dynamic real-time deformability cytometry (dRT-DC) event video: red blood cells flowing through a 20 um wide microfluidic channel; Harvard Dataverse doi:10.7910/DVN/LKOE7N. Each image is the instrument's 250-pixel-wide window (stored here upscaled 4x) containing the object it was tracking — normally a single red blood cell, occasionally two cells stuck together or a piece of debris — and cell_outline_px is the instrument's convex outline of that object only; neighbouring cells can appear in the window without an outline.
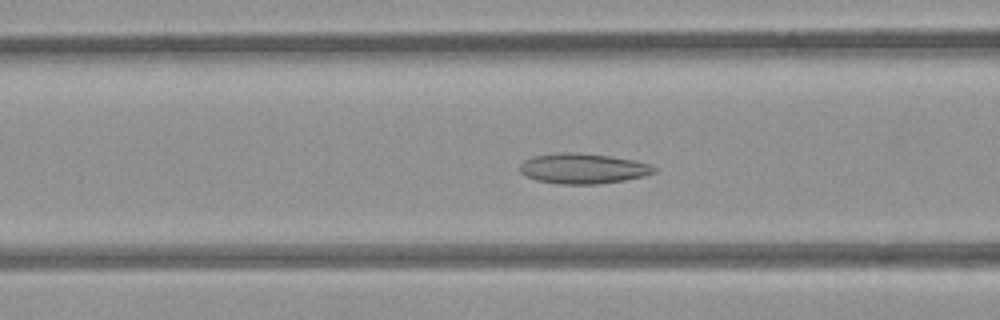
{"species": "common noctule bat (a hibernating species)", "species_latin": "Nyctalus noctula", "temperature_condition": "room temperature", "stored_images_in_passage": 47, "camera_frame_rate_fps": 3000, "um_per_image_px": 0.085, "animal": {"sex": "female", "body_mass_g": 21.9}, "frame": {"image": 1, "passage_image": 20, "time_ms": 6.333, "image_size_px": [1000, 320], "cell_outline_px": [[656, 172], [644, 176], [624, 180], [596, 184], [560, 184], [536, 180], [520, 172], [520, 164], [524, 160], [532, 156], [556, 152], [572, 152], [612, 156], [632, 160], [648, 164], [656, 168]], "centroid_in_image_um": [49.53, 14.32], "position_along_channel_um": 117.1, "area_um2": 23.64}}
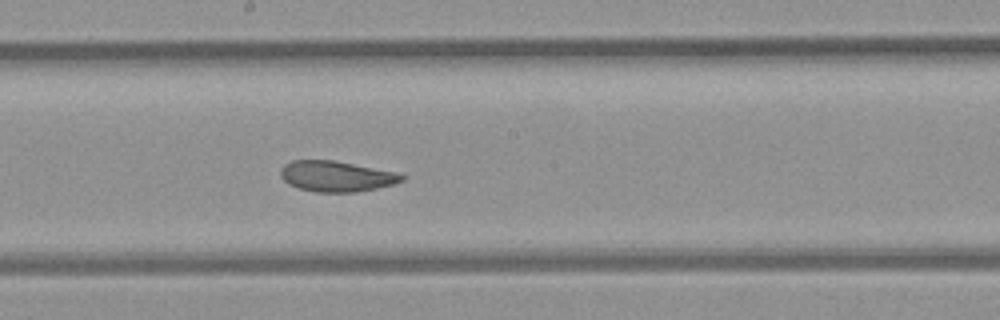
{"frame": {"image": 2, "passage_image": 28, "time_ms": 9.0, "image_size_px": [1000, 320], "cell_outline_px": [[408, 176], [404, 180], [392, 184], [376, 188], [356, 192], [316, 192], [300, 188], [288, 184], [280, 176], [280, 168], [284, 164], [292, 160], [336, 160], [396, 172]], "centroid_in_image_um": [28.59, 14.97], "position_along_channel_um": 219.6, "area_um2": 21.79}}
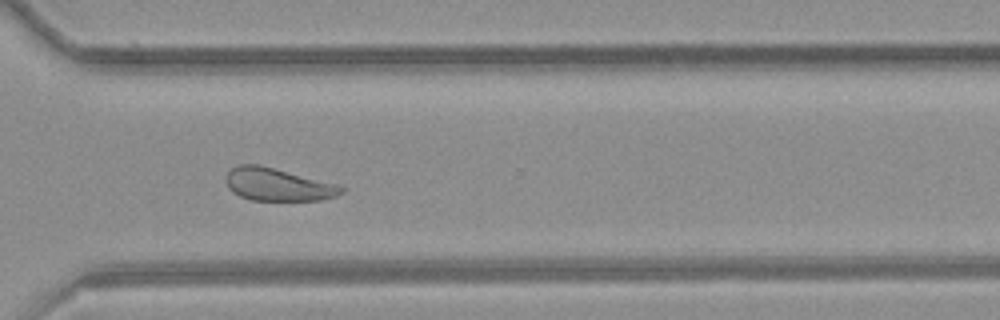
{"frame": {"image": 3, "passage_image": 38, "time_ms": 12.333, "image_size_px": [1000, 320], "cell_outline_px": [[348, 188], [344, 192], [336, 196], [320, 200], [252, 200], [240, 196], [232, 192], [228, 188], [224, 180], [224, 176], [232, 168], [240, 164], [260, 164], [336, 184]], "centroid_in_image_um": [23.59, 15.68], "position_along_channel_um": 347.0, "area_um2": 22.14}, "authors_computed_cell_mechanics": {"area_um2": 22.8888, "velocity_mm_per_s": 3.8339, "shape_relaxation_time_tau1_ms": 6.6722, "shape_relaxation_time_tau2_ms": 2.5047, "deformation_change_tau1": 0.1307, "deformation_change_tau2": 0.0929}}